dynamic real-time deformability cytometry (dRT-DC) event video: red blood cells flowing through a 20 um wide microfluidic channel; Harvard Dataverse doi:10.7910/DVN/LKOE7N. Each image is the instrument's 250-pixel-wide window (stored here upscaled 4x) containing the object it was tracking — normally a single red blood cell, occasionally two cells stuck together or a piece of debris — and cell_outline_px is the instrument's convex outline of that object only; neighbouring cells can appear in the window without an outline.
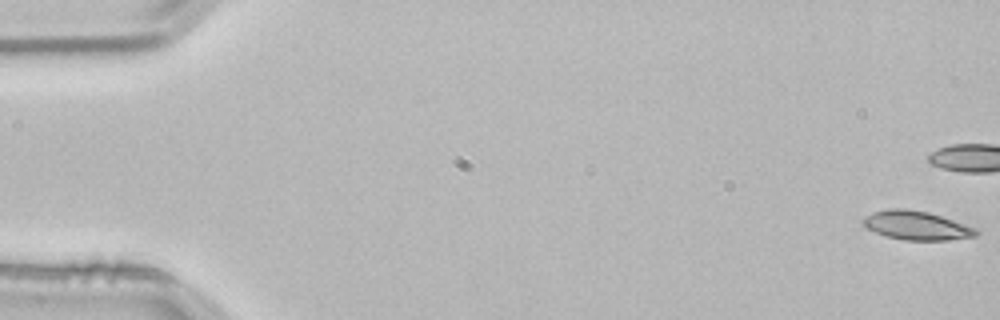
{"species": "common noctule bat (a hibernating species)", "species_latin": "Nyctalus noctula", "temperature_condition": "room temperature", "stored_images_in_passage": 43, "camera_frame_rate_fps": 3000, "um_per_image_px": 0.085, "animal": {"sex": "male", "body_mass_g": 21.5, "forearm_length_mm": 52.0}, "frame": {"image": 1, "passage_image": 1, "time_ms": 0.0, "image_size_px": [1000, 320], "cell_outline_px": [[980, 232], [976, 236], [948, 240], [904, 240], [888, 236], [876, 232], [860, 224], [860, 220], [864, 216], [872, 212], [888, 208], [904, 208], [928, 212], [976, 228]], "centroid_in_image_um": [77.86, 19.15], "position_along_channel_um": 7.1, "area_um2": 19.02}}